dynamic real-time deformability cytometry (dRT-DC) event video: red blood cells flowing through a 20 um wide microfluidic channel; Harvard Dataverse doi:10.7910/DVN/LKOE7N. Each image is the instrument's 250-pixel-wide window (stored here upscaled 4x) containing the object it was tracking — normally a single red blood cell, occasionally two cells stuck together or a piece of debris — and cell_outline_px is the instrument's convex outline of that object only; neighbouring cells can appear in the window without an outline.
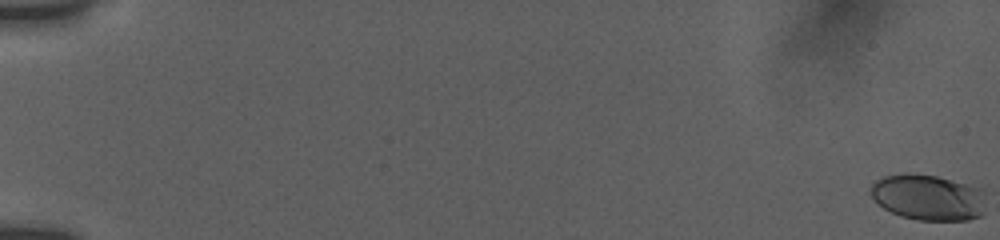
{"species": "human", "species_latin": "Homo sapiens", "temperature_condition": "room temperature", "stored_images_in_passage": 21, "camera_frame_rate_fps": 3000, "um_per_image_px": 0.085, "donor": {"sex": "female"}, "frame": {"image": 1, "passage_image": 1, "time_ms": 0.0, "image_size_px": [1000, 240], "cell_outline_px": [[984, 212], [980, 216], [968, 220], [916, 220], [900, 216], [884, 208], [872, 196], [872, 184], [876, 180], [884, 176], [904, 172], [936, 176], [980, 188], [984, 192]], "centroid_in_image_um": [78.9, 16.78], "position_along_channel_um": 6.1, "area_um2": 30.69}}
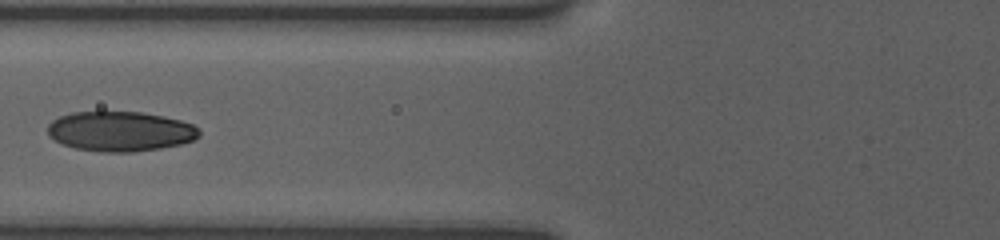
{"frame": {"image": 2, "passage_image": 18, "time_ms": 8.333, "image_size_px": [1000, 240], "cell_outline_px": [[200, 136], [192, 140], [180, 144], [160, 148], [132, 152], [104, 152], [76, 148], [64, 144], [56, 140], [48, 132], [48, 124], [52, 120], [60, 116], [72, 112], [140, 112], [164, 116], [180, 120], [192, 124], [200, 128]], "centroid_in_image_um": [10.25, 11.16], "position_along_channel_um": 115.5, "area_um2": 35.03}}
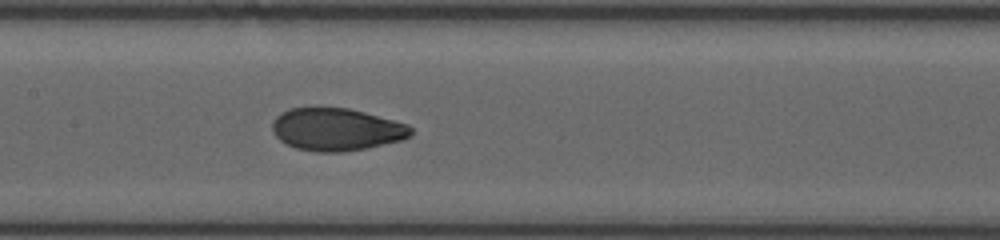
{"frame": {"image": 3, "passage_image": 21, "time_ms": 10.0, "image_size_px": [1000, 240], "cell_outline_px": [[412, 136], [400, 140], [368, 148], [340, 152], [316, 152], [296, 148], [280, 140], [272, 132], [272, 124], [276, 116], [280, 112], [288, 108], [348, 108], [364, 112], [408, 124], [412, 128]], "centroid_in_image_um": [28.59, 11.0], "position_along_channel_um": 178.8, "area_um2": 34.33}}